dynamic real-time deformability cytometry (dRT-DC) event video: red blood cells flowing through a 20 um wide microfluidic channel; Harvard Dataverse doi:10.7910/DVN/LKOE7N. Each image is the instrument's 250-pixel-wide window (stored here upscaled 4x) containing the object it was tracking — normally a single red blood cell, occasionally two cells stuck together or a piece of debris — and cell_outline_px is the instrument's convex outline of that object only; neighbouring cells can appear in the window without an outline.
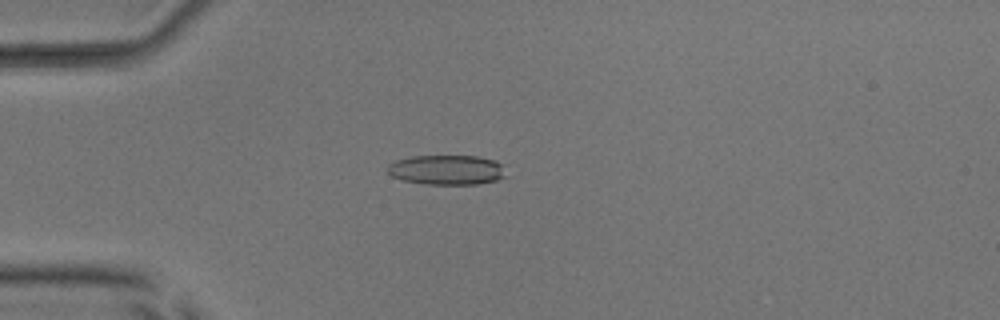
{"species": "common noctule bat (a hibernating species)", "species_latin": "Nyctalus noctula", "temperature_condition": "room temperature", "stored_images_in_passage": 52, "camera_frame_rate_fps": 3000, "um_per_image_px": 0.085, "animal": {"sex": "male", "body_mass_g": 17.9, "forearm_length_mm": 54.2}, "frame": {"image": 1, "passage_image": 15, "time_ms": 4.667, "image_size_px": [1000, 320], "cell_outline_px": [[508, 176], [496, 180], [476, 184], [424, 184], [404, 180], [392, 176], [384, 168], [388, 164], [396, 160], [412, 156], [476, 156], [492, 160], [500, 164]], "centroid_in_image_um": [37.94, 14.44], "position_along_channel_um": 47.1, "area_um2": 20.52}}
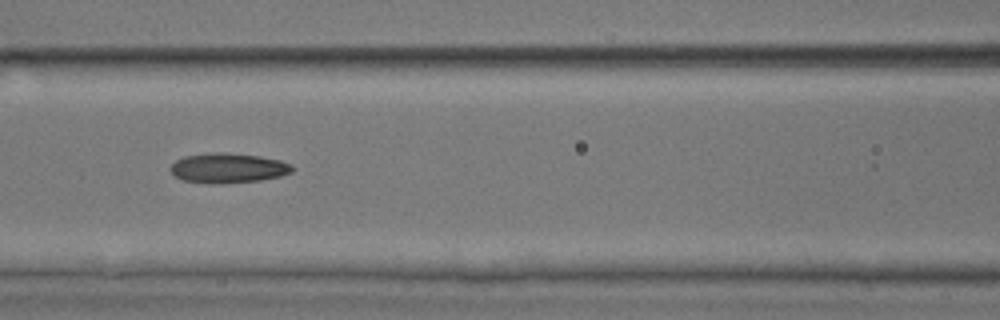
{"frame": {"image": 2, "passage_image": 24, "time_ms": 7.667, "image_size_px": [1000, 320], "cell_outline_px": [[296, 168], [292, 172], [280, 176], [260, 180], [224, 184], [180, 180], [168, 168], [176, 160], [184, 156], [216, 152], [224, 152], [260, 156], [280, 160], [292, 164]], "centroid_in_image_um": [19.41, 14.28], "position_along_channel_um": 147.2, "area_um2": 21.27}}
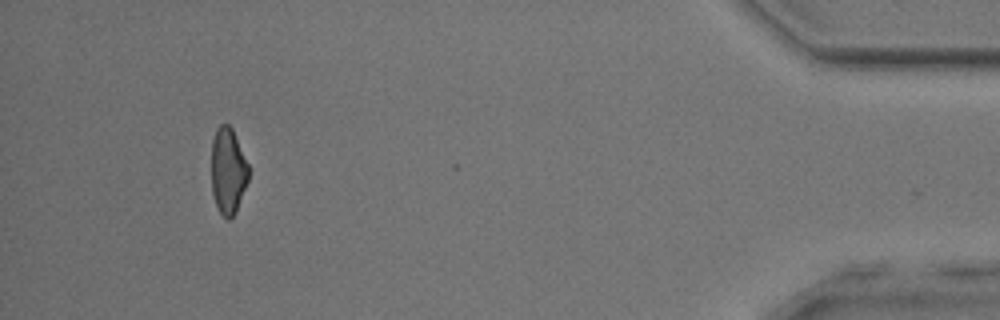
{"frame": {"image": 3, "passage_image": 49, "time_ms": 16.0, "image_size_px": [1000, 320], "cell_outline_px": [[248, 180], [236, 212], [228, 220], [220, 212], [216, 204], [212, 192], [212, 140], [216, 128], [220, 124], [228, 124], [232, 128], [248, 164]], "centroid_in_image_um": [19.38, 14.51], "position_along_channel_um": 415.8, "area_um2": 18.5}, "authors_computed_cell_mechanics": {"area_um2": 20.6057, "velocity_mm_per_s": 4.0165, "shape_relaxation_time_tau1_ms": 4.0826, "shape_relaxation_time_tau2_ms": 5.583, "deformation_change_tau1": 0.1518, "deformation_change_tau2": 0.1524}}